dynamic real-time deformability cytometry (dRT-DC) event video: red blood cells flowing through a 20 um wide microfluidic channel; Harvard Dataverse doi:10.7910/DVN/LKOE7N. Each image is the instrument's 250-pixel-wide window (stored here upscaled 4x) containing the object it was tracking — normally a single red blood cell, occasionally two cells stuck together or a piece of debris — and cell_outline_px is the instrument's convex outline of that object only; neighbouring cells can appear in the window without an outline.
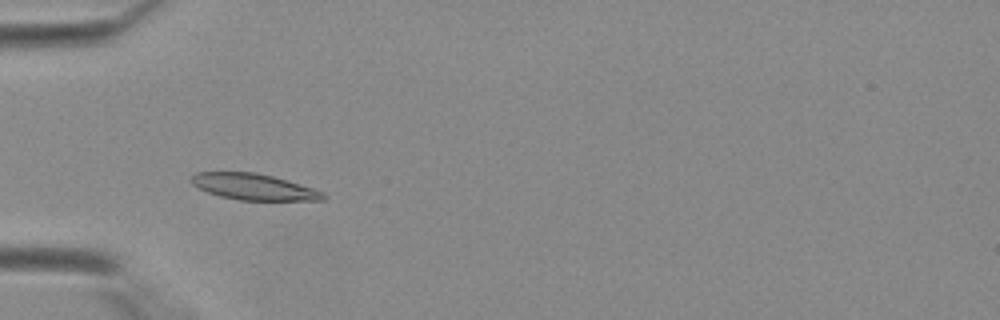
{"species": "Egyptian fruit bat (a non-hibernating species)", "species_latin": "Rousettus aegyptiacus", "temperature_condition": "warm", "stored_images_in_passage": 39, "camera_frame_rate_fps": 3000, "um_per_image_px": 0.085, "animal": {"sex": "female"}, "frame": {"image": 1, "passage_image": 11, "time_ms": 3.333, "image_size_px": [1000, 320], "cell_outline_px": [[328, 196], [324, 200], [240, 200], [220, 196], [208, 192], [192, 184], [188, 180], [188, 176], [196, 172], [252, 172], [272, 176], [312, 188], [324, 192]], "centroid_in_image_um": [21.52, 15.88], "position_along_channel_um": 63.5, "area_um2": 20.06}}
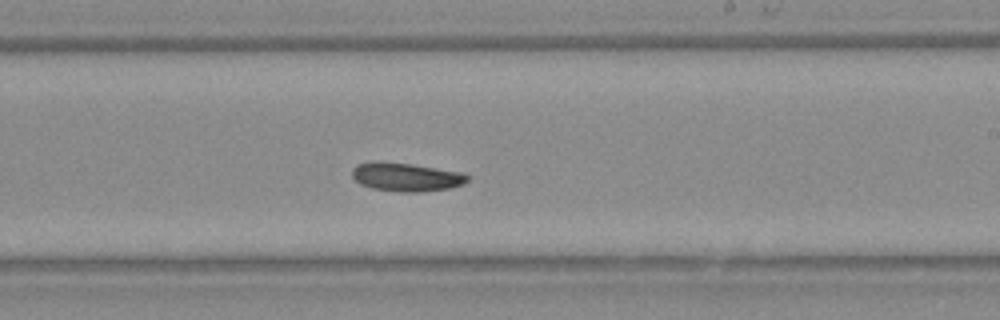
{"frame": {"image": 2, "passage_image": 23, "time_ms": 7.333, "image_size_px": [1000, 320], "cell_outline_px": [[468, 180], [464, 184], [448, 188], [420, 192], [400, 192], [372, 188], [360, 184], [352, 176], [352, 168], [356, 164], [412, 164], [464, 172], [468, 176]], "centroid_in_image_um": [34.6, 15.08], "position_along_channel_um": 254.4, "area_um2": 18.61}}
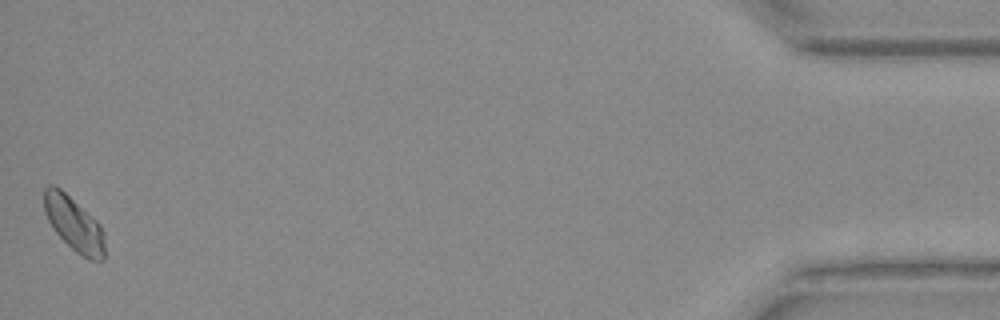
{"frame": {"image": 3, "passage_image": 39, "time_ms": 12.667, "image_size_px": [1000, 320], "cell_outline_px": [[104, 260], [88, 260], [76, 252], [56, 232], [48, 220], [44, 212], [44, 188], [48, 184], [52, 184], [60, 188], [96, 220], [100, 224], [104, 232]], "centroid_in_image_um": [6.28, 19.03], "position_along_channel_um": 428.9, "area_um2": 19.02}}